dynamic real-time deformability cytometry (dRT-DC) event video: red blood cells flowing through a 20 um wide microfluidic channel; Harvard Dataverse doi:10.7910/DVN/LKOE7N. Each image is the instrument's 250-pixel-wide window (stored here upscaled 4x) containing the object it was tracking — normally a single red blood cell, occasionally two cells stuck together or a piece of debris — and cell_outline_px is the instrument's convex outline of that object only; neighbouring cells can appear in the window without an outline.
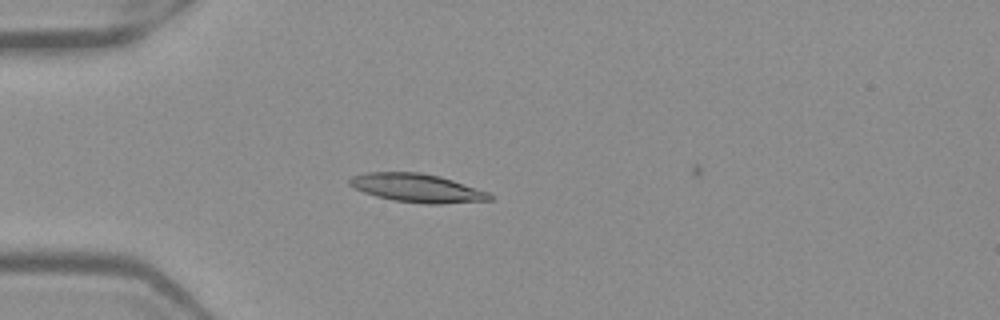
{"species": "Egyptian fruit bat (a non-hibernating species)", "species_latin": "Rousettus aegyptiacus", "temperature_condition": "warm", "stored_images_in_passage": 16, "camera_frame_rate_fps": 3000, "um_per_image_px": 0.085, "frame": {"image": 1, "passage_image": 15, "time_ms": 4.667, "image_size_px": [1000, 320], "cell_outline_px": [[492, 200], [440, 204], [428, 204], [392, 200], [376, 196], [364, 192], [348, 184], [348, 180], [352, 176], [364, 172], [420, 172], [440, 176], [488, 192], [492, 196]], "centroid_in_image_um": [35.43, 15.97], "position_along_channel_um": 49.6, "area_um2": 23.18}}